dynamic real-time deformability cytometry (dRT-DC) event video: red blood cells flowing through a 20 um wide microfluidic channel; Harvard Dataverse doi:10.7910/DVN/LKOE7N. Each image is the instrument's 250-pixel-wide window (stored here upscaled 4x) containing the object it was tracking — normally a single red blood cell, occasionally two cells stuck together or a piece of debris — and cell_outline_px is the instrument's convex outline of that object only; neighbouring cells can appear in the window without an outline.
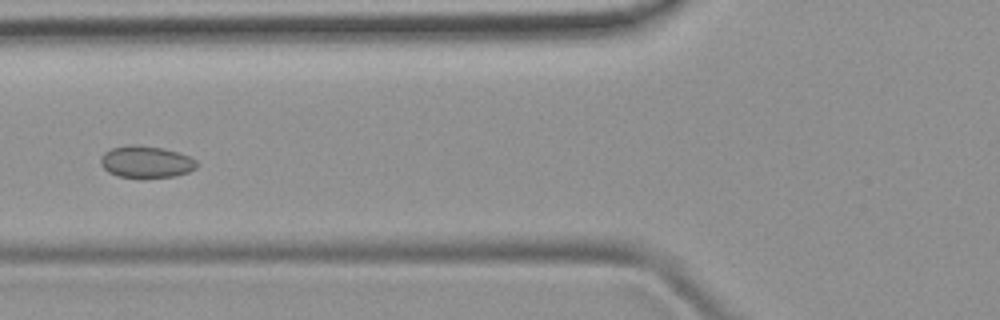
{"species": "common noctule bat (a hibernating species)", "species_latin": "Nyctalus noctula", "temperature_condition": "room temperature", "stored_images_in_passage": 6, "camera_frame_rate_fps": 3000, "um_per_image_px": 0.085, "animal": {"sex": "female", "body_mass_g": 19.9}, "frame": {"image": 1, "passage_image": 6, "time_ms": 6.333, "image_size_px": [1000, 320], "cell_outline_px": [[196, 168], [188, 172], [176, 176], [144, 180], [116, 176], [108, 172], [100, 164], [100, 156], [104, 152], [112, 148], [132, 144], [136, 144], [164, 148], [188, 156], [196, 160]], "centroid_in_image_um": [12.38, 13.79], "position_along_channel_um": 113.4, "area_um2": 18.44}}